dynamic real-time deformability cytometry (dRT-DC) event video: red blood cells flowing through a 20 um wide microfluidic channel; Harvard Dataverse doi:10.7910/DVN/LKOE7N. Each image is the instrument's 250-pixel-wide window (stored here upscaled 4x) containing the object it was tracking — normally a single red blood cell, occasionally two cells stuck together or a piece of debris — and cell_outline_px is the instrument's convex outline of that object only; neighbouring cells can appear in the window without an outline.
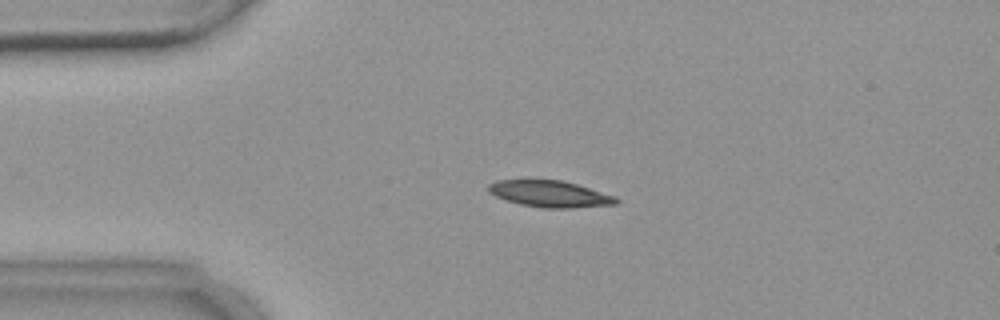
{"species": "common noctule bat (a hibernating species)", "species_latin": "Nyctalus noctula", "temperature_condition": "warm", "stored_images_in_passage": 4, "camera_frame_rate_fps": 3000, "um_per_image_px": 0.085, "animal": {"sex": "female", "body_mass_g": 18.4}, "frame": {"image": 1, "passage_image": 4, "time_ms": 3.667, "image_size_px": [1000, 320], "cell_outline_px": [[620, 200], [616, 204], [572, 208], [540, 208], [520, 204], [504, 200], [488, 192], [488, 184], [496, 180], [524, 176], [564, 180], [616, 196]], "centroid_in_image_um": [46.65, 16.42], "position_along_channel_um": 38.3, "area_um2": 20.87}}